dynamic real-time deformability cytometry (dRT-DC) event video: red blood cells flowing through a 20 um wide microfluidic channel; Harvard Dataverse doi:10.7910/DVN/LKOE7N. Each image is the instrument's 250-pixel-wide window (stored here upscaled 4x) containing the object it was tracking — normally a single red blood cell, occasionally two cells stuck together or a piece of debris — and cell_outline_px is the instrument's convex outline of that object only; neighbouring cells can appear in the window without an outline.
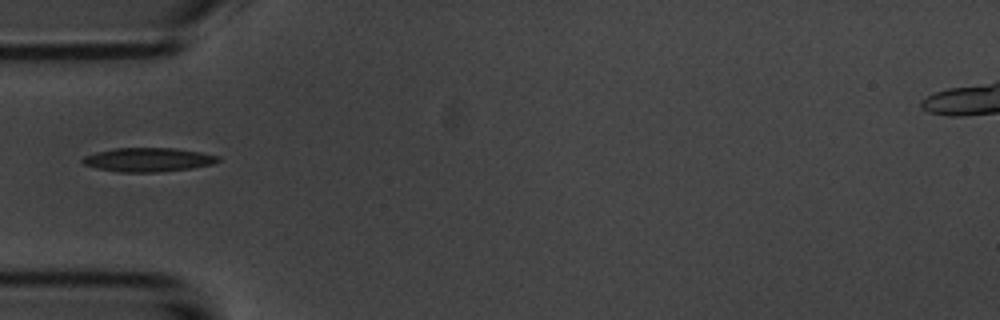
{"species": "common noctule bat (a hibernating species)", "species_latin": "Nyctalus noctula", "temperature_condition": "room temperature", "stored_images_in_passage": 38, "camera_frame_rate_fps": 3000, "um_per_image_px": 0.085, "animal": {"sex": "male", "body_mass_g": 20.1, "forearm_length_mm": 53.5}, "frame": {"image": 1, "passage_image": 1, "time_ms": 0.0, "image_size_px": [1000, 320], "cell_outline_px": [[220, 160], [212, 164], [192, 168], [156, 172], [120, 172], [96, 168], [84, 164], [80, 160], [84, 156], [96, 152], [112, 148], [176, 148], [200, 152], [220, 156]], "centroid_in_image_um": [12.58, 13.57], "position_along_channel_um": 72.4, "area_um2": 18.9}}
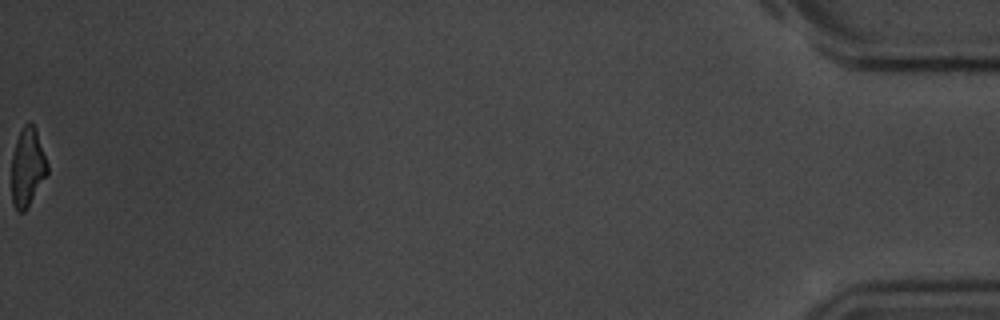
{"frame": {"image": 2, "passage_image": 38, "time_ms": 12.333, "image_size_px": [1000, 320], "cell_outline_px": [[48, 172], [28, 208], [24, 212], [16, 212], [12, 204], [12, 152], [16, 140], [24, 124], [28, 120], [32, 120], [36, 128], [48, 164]], "centroid_in_image_um": [2.33, 14.2], "position_along_channel_um": 432.9, "area_um2": 16.7}}